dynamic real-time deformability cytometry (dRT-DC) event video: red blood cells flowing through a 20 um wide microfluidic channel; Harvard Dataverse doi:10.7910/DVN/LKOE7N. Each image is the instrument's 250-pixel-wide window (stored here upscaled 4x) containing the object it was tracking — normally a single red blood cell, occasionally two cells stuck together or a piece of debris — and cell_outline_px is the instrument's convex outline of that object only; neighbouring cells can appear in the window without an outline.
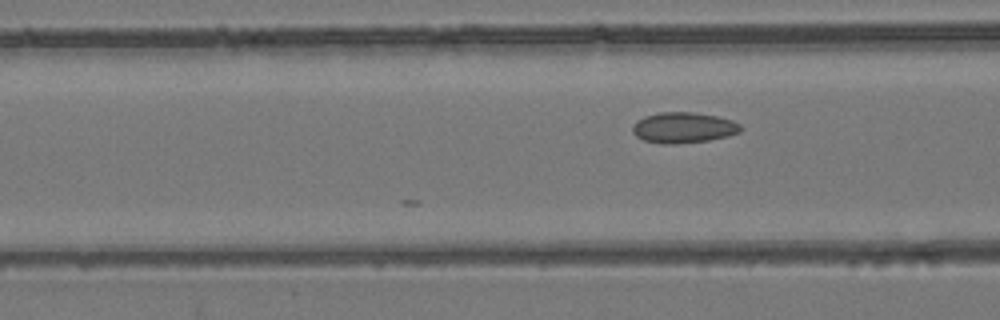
{"species": "common noctule bat (a hibernating species)", "species_latin": "Nyctalus noctula", "temperature_condition": "room temperature", "stored_images_in_passage": 7, "camera_frame_rate_fps": 3000, "um_per_image_px": 0.085, "animal": {"sex": "female", "body_mass_g": 24.6, "forearm_length_mm": 56.2}, "frame": {"image": 1, "passage_image": 7, "time_ms": 2.0, "image_size_px": [1000, 320], "cell_outline_px": [[744, 128], [740, 132], [728, 136], [708, 140], [676, 144], [664, 144], [644, 140], [636, 136], [632, 132], [632, 128], [636, 120], [644, 116], [660, 112], [696, 112], [716, 116], [732, 120], [740, 124]], "centroid_in_image_um": [58.1, 10.84], "position_along_channel_um": 108.5, "area_um2": 19.48}}